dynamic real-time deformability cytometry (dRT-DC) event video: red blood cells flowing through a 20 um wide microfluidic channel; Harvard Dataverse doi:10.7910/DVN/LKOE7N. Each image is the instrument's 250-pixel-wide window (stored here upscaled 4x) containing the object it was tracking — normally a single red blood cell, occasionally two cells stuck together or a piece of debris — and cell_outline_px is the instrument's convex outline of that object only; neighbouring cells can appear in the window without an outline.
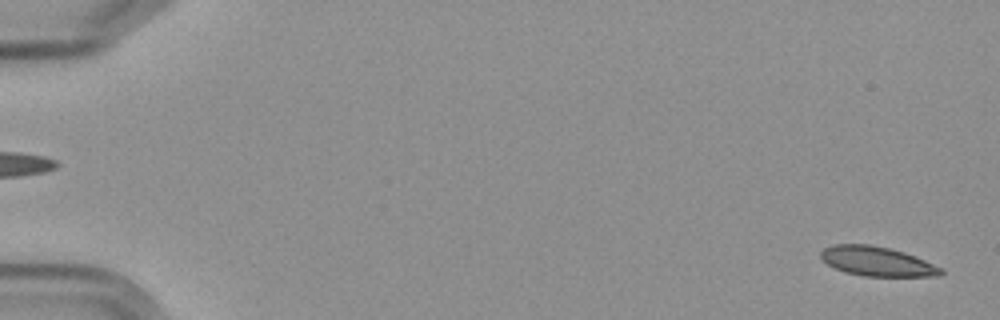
{"species": "Egyptian fruit bat (a non-hibernating species)", "species_latin": "Rousettus aegyptiacus", "temperature_condition": "cold", "stored_images_in_passage": 6, "segment_of_instrument_passage": [2, 2], "camera_frame_rate_fps": 3000, "um_per_image_px": 0.085, "frame": {"image": 1, "passage_image": 6, "time_ms": 6.0, "image_size_px": [1000, 320], "cell_outline_px": [[944, 272], [940, 276], [864, 276], [844, 272], [828, 264], [820, 256], [820, 252], [824, 248], [836, 244], [868, 244], [888, 248], [904, 252], [924, 260], [940, 268]], "centroid_in_image_um": [74.53, 22.22], "position_along_channel_um": 10.5, "area_um2": 20.35}}